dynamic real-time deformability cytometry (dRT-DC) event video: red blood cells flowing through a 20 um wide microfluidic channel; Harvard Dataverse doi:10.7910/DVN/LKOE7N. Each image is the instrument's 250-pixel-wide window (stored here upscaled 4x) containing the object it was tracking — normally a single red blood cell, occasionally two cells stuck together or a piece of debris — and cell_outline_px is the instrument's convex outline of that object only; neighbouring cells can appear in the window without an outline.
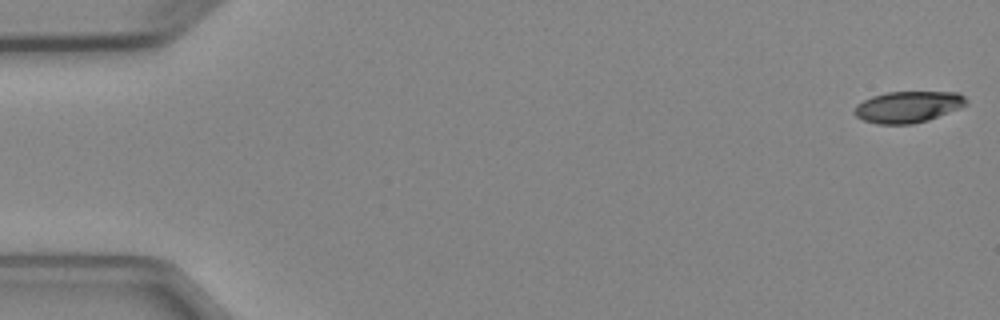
{"species": "Egyptian fruit bat (a non-hibernating species)", "species_latin": "Rousettus aegyptiacus", "temperature_condition": "cold", "stored_images_in_passage": 3, "camera_frame_rate_fps": 3000, "um_per_image_px": 0.085, "animal": {"sex": "female"}, "frame": {"image": 1, "passage_image": 1, "time_ms": 0.0, "image_size_px": [1000, 320], "cell_outline_px": [[968, 104], [960, 108], [928, 120], [912, 124], [880, 124], [864, 120], [856, 116], [852, 112], [856, 104], [872, 96], [888, 92], [960, 92], [968, 100]], "centroid_in_image_um": [77.19, 9.08], "position_along_channel_um": 7.8, "area_um2": 20.52}}